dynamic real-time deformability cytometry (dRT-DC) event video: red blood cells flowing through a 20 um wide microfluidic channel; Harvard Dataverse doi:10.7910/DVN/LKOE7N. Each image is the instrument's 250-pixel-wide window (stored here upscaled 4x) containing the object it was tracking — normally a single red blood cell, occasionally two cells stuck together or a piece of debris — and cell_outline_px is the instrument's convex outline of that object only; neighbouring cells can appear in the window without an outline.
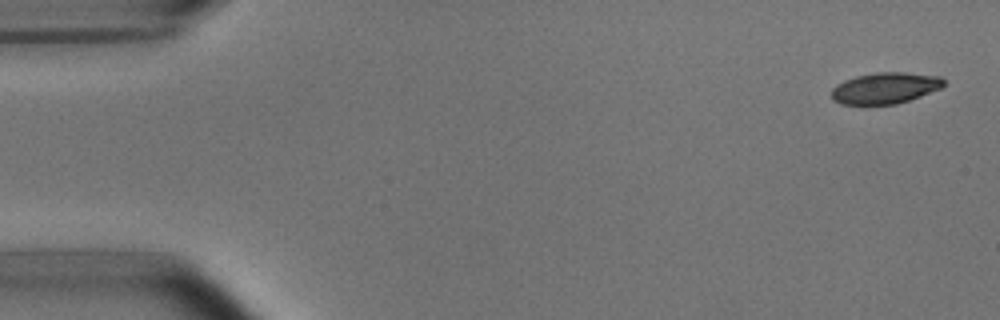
{"species": "common noctule bat (a hibernating species)", "species_latin": "Nyctalus noctula", "temperature_condition": "room temperature", "stored_images_in_passage": 4, "camera_frame_rate_fps": 3000, "um_per_image_px": 0.085, "animal": {"sex": "male", "body_mass_g": 15.6}, "frame": {"image": 1, "passage_image": 1, "time_ms": 0.0, "image_size_px": [1000, 320], "cell_outline_px": [[944, 84], [940, 88], [920, 96], [896, 104], [840, 104], [832, 100], [832, 88], [836, 84], [844, 80], [856, 76], [876, 72], [904, 72], [940, 76], [944, 80]], "centroid_in_image_um": [75.2, 7.48], "position_along_channel_um": 9.8, "area_um2": 20.35}}